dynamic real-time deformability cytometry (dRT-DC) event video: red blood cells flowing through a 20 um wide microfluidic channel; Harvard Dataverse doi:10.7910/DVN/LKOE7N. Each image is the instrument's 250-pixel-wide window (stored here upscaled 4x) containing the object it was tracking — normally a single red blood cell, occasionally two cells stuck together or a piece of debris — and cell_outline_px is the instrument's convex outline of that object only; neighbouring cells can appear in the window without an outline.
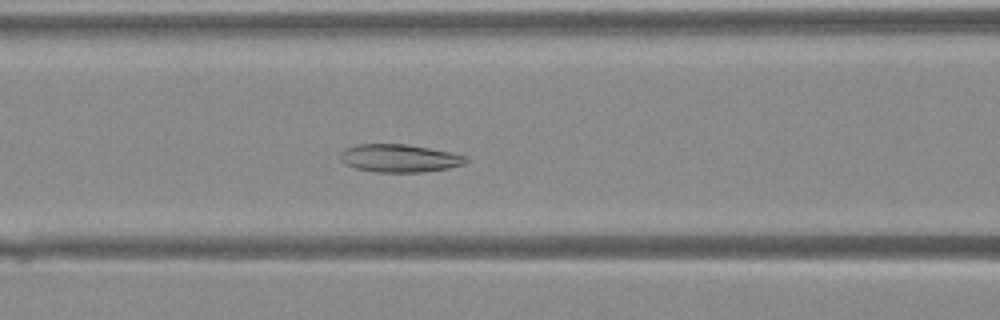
{"species": "Egyptian fruit bat (a non-hibernating species)", "species_latin": "Rousettus aegyptiacus", "temperature_condition": "warm", "stored_images_in_passage": 40, "camera_frame_rate_fps": 3000, "um_per_image_px": 0.085, "animal": {"sex": "female"}, "frame": {"image": 1, "passage_image": 16, "time_ms": 5.0, "image_size_px": [1000, 320], "cell_outline_px": [[468, 160], [464, 164], [448, 168], [424, 172], [376, 172], [356, 168], [344, 164], [340, 160], [340, 152], [344, 148], [356, 144], [408, 144], [452, 152], [468, 156]], "centroid_in_image_um": [33.95, 13.44], "position_along_channel_um": 132.7, "area_um2": 20.69}}
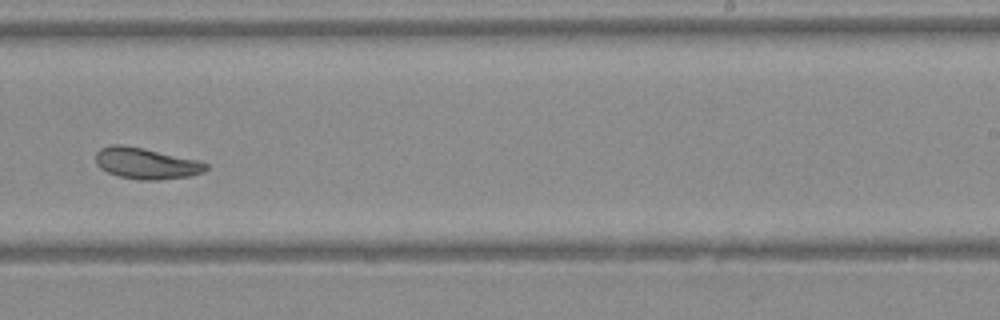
{"frame": {"image": 2, "passage_image": 25, "time_ms": 8.0, "image_size_px": [1000, 320], "cell_outline_px": [[208, 168], [204, 172], [188, 176], [156, 180], [140, 180], [120, 176], [108, 172], [100, 168], [96, 164], [96, 152], [100, 148], [112, 144], [120, 144], [144, 148], [200, 160], [208, 164]], "centroid_in_image_um": [12.43, 13.87], "position_along_channel_um": 276.6, "area_um2": 20.11}}
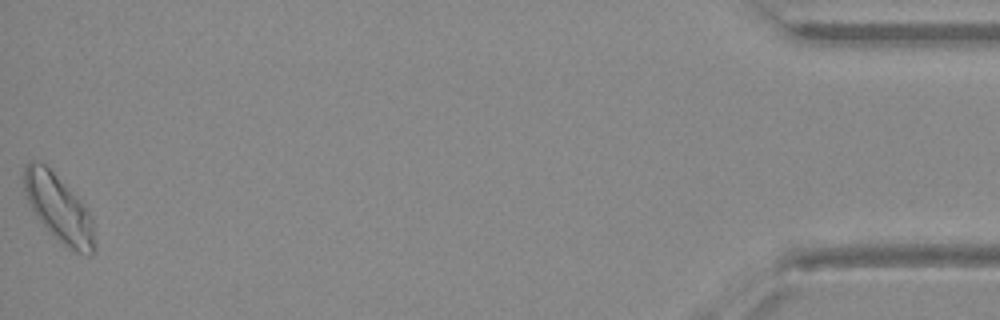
{"frame": {"image": 3, "passage_image": 40, "time_ms": 13.0, "image_size_px": [1000, 320], "cell_outline_px": [[96, 248], [92, 256], [88, 256], [76, 252], [68, 248], [36, 216], [24, 192], [24, 168], [32, 160], [44, 164], [52, 172], [92, 216], [96, 244]], "centroid_in_image_um": [5.03, 17.77], "position_along_channel_um": 430.2, "area_um2": 26.53}}